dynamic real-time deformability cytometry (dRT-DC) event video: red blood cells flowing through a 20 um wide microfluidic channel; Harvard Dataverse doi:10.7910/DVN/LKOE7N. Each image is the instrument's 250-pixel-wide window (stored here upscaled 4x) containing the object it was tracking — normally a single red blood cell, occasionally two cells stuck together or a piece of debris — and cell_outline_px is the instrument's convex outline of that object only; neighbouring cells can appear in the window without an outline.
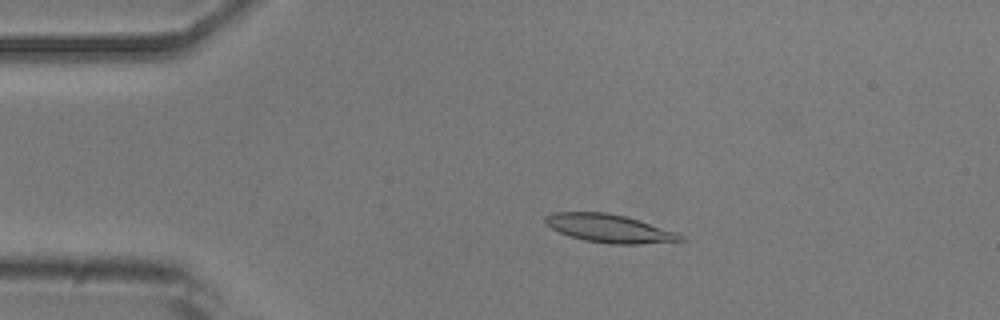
{"species": "common noctule bat (a hibernating species)", "species_latin": "Nyctalus noctula", "temperature_condition": "room temperature", "stored_images_in_passage": 52, "camera_frame_rate_fps": 3000, "um_per_image_px": 0.085, "animal": {"sex": "male", "body_mass_g": 20.5, "forearm_length_mm": 52.5}, "frame": {"image": 1, "passage_image": 10, "time_ms": 3.0, "image_size_px": [1000, 320], "cell_outline_px": [[688, 240], [636, 244], [612, 244], [584, 240], [560, 232], [552, 228], [544, 220], [544, 216], [552, 212], [604, 212], [624, 216], [676, 232], [684, 236]], "centroid_in_image_um": [51.79, 19.41], "position_along_channel_um": 33.2, "area_um2": 21.85}}
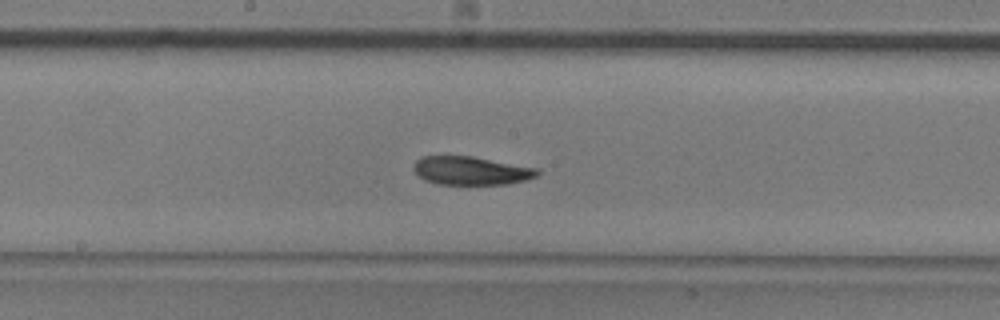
{"frame": {"image": 2, "passage_image": 27, "time_ms": 8.667, "image_size_px": [1000, 320], "cell_outline_px": [[540, 172], [536, 176], [528, 180], [508, 184], [436, 184], [424, 180], [416, 176], [412, 168], [416, 160], [420, 156], [472, 156], [540, 168]], "centroid_in_image_um": [40.03, 14.51], "position_along_channel_um": 208.2, "area_um2": 20.87}}
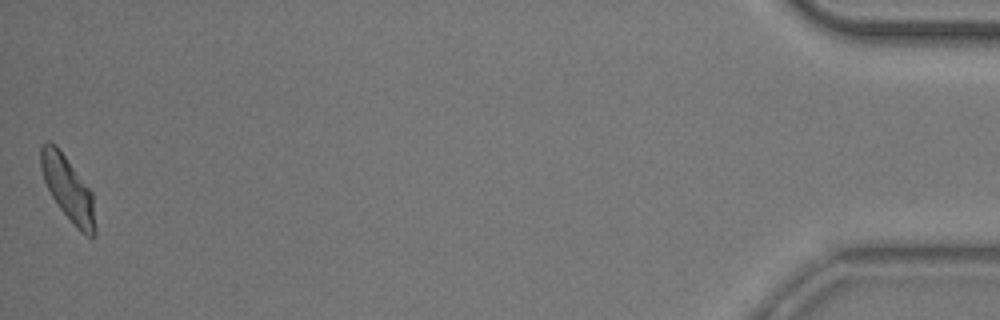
{"frame": {"image": 3, "passage_image": 52, "time_ms": 17.0, "image_size_px": [1000, 320], "cell_outline_px": [[96, 236], [88, 236], [80, 232], [76, 228], [60, 208], [52, 196], [44, 180], [40, 164], [40, 148], [48, 140], [56, 144], [92, 192], [96, 228]], "centroid_in_image_um": [5.79, 16.04], "position_along_channel_um": 429.4, "area_um2": 20.23}, "authors_computed_cell_mechanics": {"area_um2": 21.2126, "velocity_mm_per_s": 3.8211, "shape_relaxation_time_tau1_ms": 5.4203, "shape_relaxation_time_tau2_ms": 3.4282, "deformation_change_tau1": 0.1458, "deformation_change_tau2": 0.0881}}